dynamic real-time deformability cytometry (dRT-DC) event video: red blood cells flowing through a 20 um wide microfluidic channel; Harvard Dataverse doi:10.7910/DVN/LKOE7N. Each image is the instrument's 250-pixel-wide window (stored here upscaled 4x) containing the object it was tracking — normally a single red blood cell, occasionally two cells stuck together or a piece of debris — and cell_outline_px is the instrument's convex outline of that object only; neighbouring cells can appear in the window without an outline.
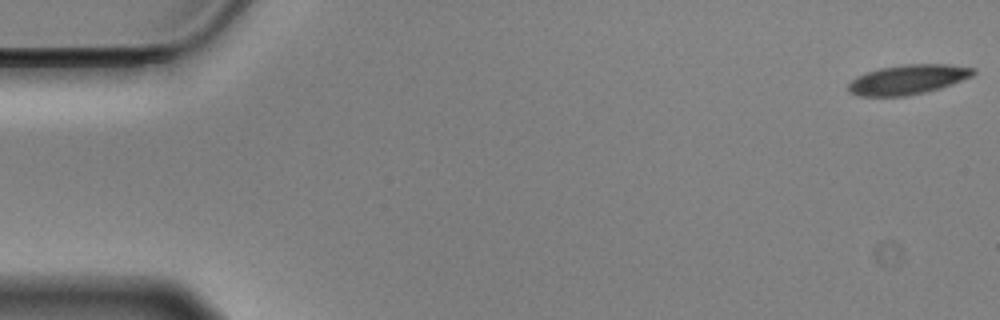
{"species": "Egyptian fruit bat (a non-hibernating species)", "species_latin": "Rousettus aegyptiacus", "temperature_condition": "cold", "stored_images_in_passage": 57, "camera_frame_rate_fps": 3000, "um_per_image_px": 0.085, "animal": {"sex": "male"}, "frame": {"image": 1, "passage_image": 1, "time_ms": 0.0, "image_size_px": [1000, 320], "cell_outline_px": [[976, 72], [972, 76], [940, 88], [924, 92], [904, 96], [860, 96], [848, 92], [848, 84], [856, 76], [880, 68], [904, 64], [948, 64], [976, 68]], "centroid_in_image_um": [77.17, 6.75], "position_along_channel_um": 7.8, "area_um2": 21.5}}
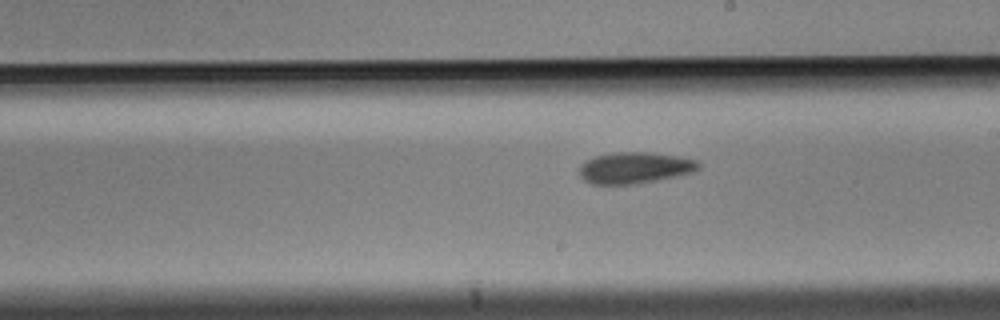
{"frame": {"image": 2, "passage_image": 32, "time_ms": 10.333, "image_size_px": [1000, 320], "cell_outline_px": [[700, 168], [696, 172], [636, 184], [588, 184], [580, 176], [580, 164], [584, 160], [596, 156], [612, 152], [652, 152], [680, 156], [696, 160], [700, 164]], "centroid_in_image_um": [53.96, 14.25], "position_along_channel_um": 235.0, "area_um2": 22.08}}
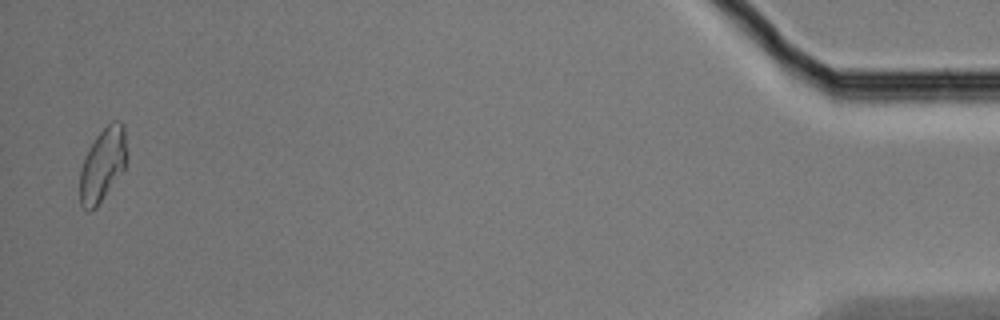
{"frame": {"image": 3, "passage_image": 56, "time_ms": 18.333, "image_size_px": [1000, 320], "cell_outline_px": [[128, 156], [124, 168], [96, 208], [88, 212], [80, 204], [80, 168], [84, 156], [96, 136], [112, 120], [120, 120], [124, 124], [128, 152]], "centroid_in_image_um": [8.74, 13.96], "position_along_channel_um": 426.5, "area_um2": 20.29}, "authors_computed_cell_mechanics": {"area_um2": 21.1548, "velocity_mm_per_s": 3.5041, "shape_relaxation_time_tau1_ms": 6.8382, "shape_relaxation_time_tau2_ms": 7.1003, "deformation_change_tau1": 0.1454, "deformation_change_tau2": 0.1404}}